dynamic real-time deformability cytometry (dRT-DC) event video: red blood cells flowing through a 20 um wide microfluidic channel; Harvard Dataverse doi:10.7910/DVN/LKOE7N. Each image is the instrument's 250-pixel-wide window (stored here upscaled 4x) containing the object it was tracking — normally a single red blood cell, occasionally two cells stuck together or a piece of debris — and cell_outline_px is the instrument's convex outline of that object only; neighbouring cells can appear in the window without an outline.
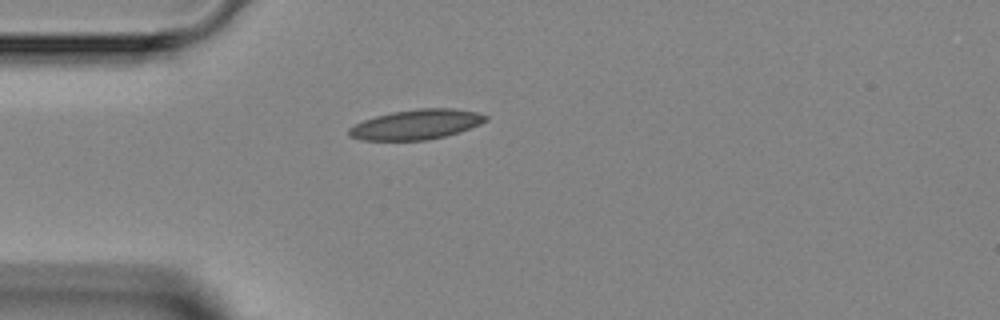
{"species": "Egyptian fruit bat (a non-hibernating species)", "species_latin": "Rousettus aegyptiacus", "temperature_condition": "room temperature", "stored_images_in_passage": 1, "camera_frame_rate_fps": 3000, "um_per_image_px": 0.085, "animal": {"sex": "female"}, "frame": {"image": 1, "passage_image": 1, "time_ms": 0.0, "image_size_px": [1000, 320], "cell_outline_px": [[488, 120], [480, 124], [460, 132], [428, 140], [360, 140], [348, 136], [348, 128], [364, 120], [376, 116], [392, 112], [416, 108], [456, 108], [476, 112], [488, 116]], "centroid_in_image_um": [35.39, 10.58], "position_along_channel_um": 49.6, "area_um2": 23.93}}